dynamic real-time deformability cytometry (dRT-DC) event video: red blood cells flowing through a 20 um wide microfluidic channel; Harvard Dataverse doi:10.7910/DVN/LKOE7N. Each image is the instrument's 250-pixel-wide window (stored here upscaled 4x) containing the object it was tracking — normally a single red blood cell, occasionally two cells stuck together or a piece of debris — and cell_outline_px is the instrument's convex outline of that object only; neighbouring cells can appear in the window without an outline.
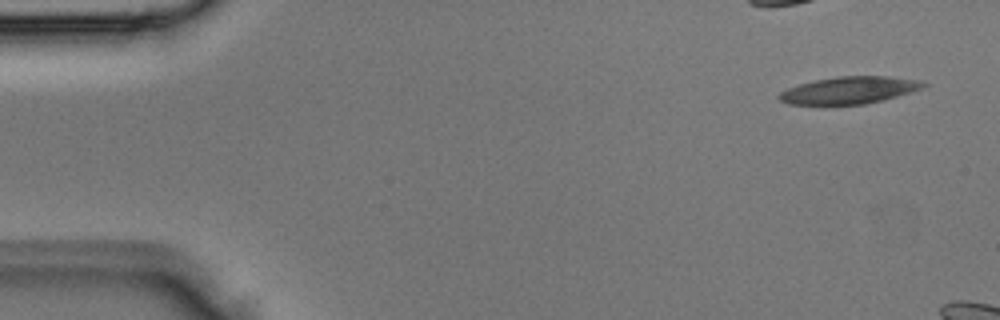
{"species": "Egyptian fruit bat (a non-hibernating species)", "species_latin": "Rousettus aegyptiacus", "temperature_condition": "room temperature", "stored_images_in_passage": 3, "camera_frame_rate_fps": 3000, "um_per_image_px": 0.085, "animal": {"sex": "male"}, "frame": {"image": 1, "passage_image": 1, "time_ms": 0.0, "image_size_px": [1000, 320], "cell_outline_px": [[928, 84], [924, 88], [912, 92], [884, 100], [864, 104], [788, 104], [780, 100], [776, 96], [780, 92], [788, 88], [800, 84], [816, 80], [836, 76], [888, 76], [920, 80]], "centroid_in_image_um": [72.23, 7.66], "position_along_channel_um": 12.8, "area_um2": 22.83}}